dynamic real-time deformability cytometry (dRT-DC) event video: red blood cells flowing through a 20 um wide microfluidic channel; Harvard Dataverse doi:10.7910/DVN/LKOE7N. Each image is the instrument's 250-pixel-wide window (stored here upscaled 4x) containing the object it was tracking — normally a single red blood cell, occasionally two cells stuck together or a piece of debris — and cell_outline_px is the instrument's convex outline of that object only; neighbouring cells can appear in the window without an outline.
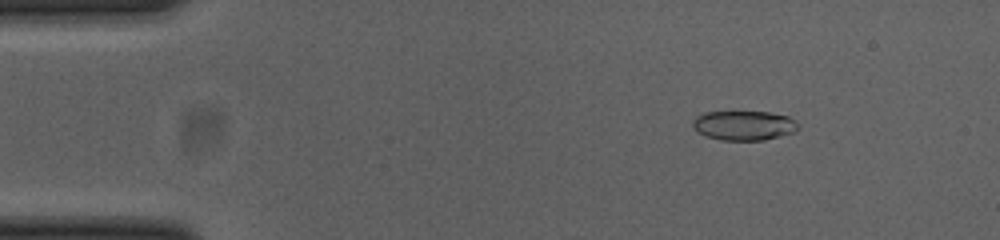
{"species": "common noctule bat (a hibernating species)", "species_latin": "Nyctalus noctula", "temperature_condition": "cold", "stored_images_in_passage": 52, "camera_frame_rate_fps": 3000, "um_per_image_px": 0.085, "animal": {"sex": "female", "body_mass_g": 23.0, "forearm_length_mm": 53.4}, "frame": {"image": 1, "passage_image": 6, "time_ms": 1.667, "image_size_px": [1000, 240], "cell_outline_px": [[800, 128], [796, 132], [764, 140], [720, 140], [704, 136], [692, 128], [692, 120], [696, 116], [704, 112], [768, 112], [788, 116], [796, 120], [800, 124]], "centroid_in_image_um": [63.25, 10.67], "position_along_channel_um": 21.8, "area_um2": 18.5}}
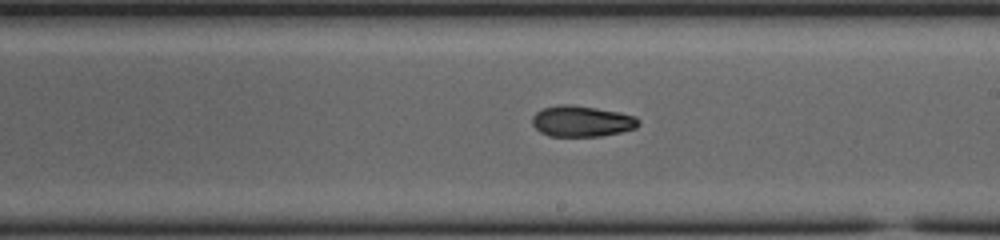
{"frame": {"image": 2, "passage_image": 29, "time_ms": 9.333, "image_size_px": [1000, 240], "cell_outline_px": [[640, 124], [636, 128], [620, 132], [600, 136], [548, 136], [540, 132], [532, 124], [532, 116], [536, 112], [544, 108], [560, 104], [572, 104], [620, 112], [636, 116], [640, 120]], "centroid_in_image_um": [49.46, 10.3], "position_along_channel_um": 239.5, "area_um2": 19.31}}
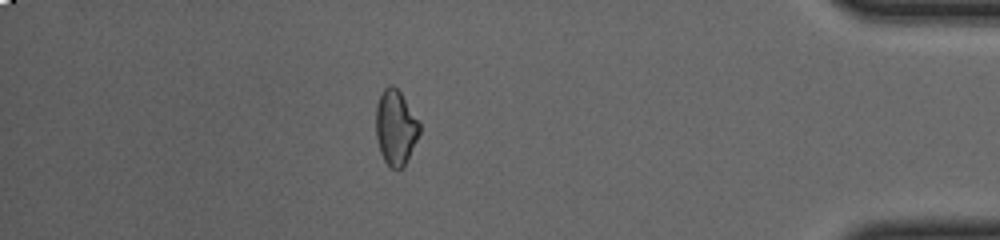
{"frame": {"image": 3, "passage_image": 45, "time_ms": 14.667, "image_size_px": [1000, 240], "cell_outline_px": [[420, 132], [404, 164], [396, 172], [384, 160], [380, 152], [376, 136], [376, 104], [384, 88], [388, 84], [392, 84], [400, 92], [420, 124]], "centroid_in_image_um": [33.6, 10.82], "position_along_channel_um": 401.6, "area_um2": 18.73}, "authors_computed_cell_mechanics": {"area_um2": 19.2185, "velocity_mm_per_s": 3.8611, "shape_relaxation_time_tau1_ms": null, "shape_relaxation_time_tau2_ms": 4.6356, "deformation_change_tau1": null, "deformation_change_tau2": 0.0961}}